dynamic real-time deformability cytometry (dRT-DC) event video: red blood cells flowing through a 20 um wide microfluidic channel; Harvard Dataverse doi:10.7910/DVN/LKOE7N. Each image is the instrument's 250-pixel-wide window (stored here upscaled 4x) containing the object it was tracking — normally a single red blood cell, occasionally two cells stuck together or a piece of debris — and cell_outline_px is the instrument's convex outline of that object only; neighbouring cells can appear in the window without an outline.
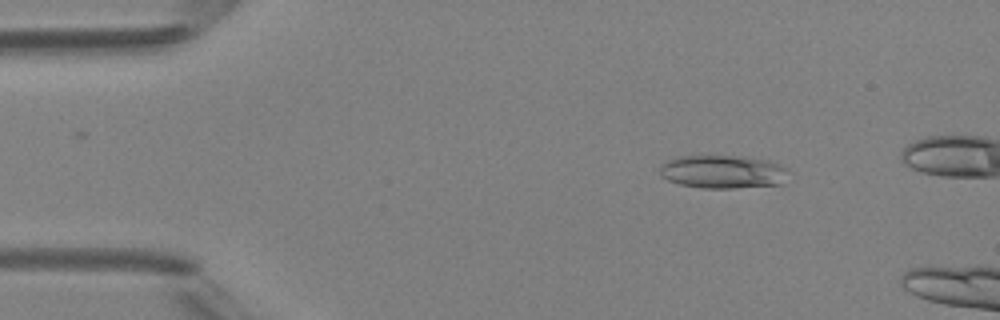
{"species": "Egyptian fruit bat (a non-hibernating species)", "species_latin": "Rousettus aegyptiacus", "temperature_condition": "room temperature", "stored_images_in_passage": 3, "camera_frame_rate_fps": 3000, "um_per_image_px": 0.085, "animal": {"sex": "female"}, "frame": {"image": 1, "passage_image": 1, "time_ms": 0.0, "image_size_px": [1000, 320], "cell_outline_px": [[788, 168], [780, 184], [732, 188], [700, 188], [680, 184], [668, 180], [660, 176], [660, 164], [676, 156], [744, 156], [768, 160]], "centroid_in_image_um": [61.38, 14.59], "position_along_channel_um": 23.6, "area_um2": 24.85}}